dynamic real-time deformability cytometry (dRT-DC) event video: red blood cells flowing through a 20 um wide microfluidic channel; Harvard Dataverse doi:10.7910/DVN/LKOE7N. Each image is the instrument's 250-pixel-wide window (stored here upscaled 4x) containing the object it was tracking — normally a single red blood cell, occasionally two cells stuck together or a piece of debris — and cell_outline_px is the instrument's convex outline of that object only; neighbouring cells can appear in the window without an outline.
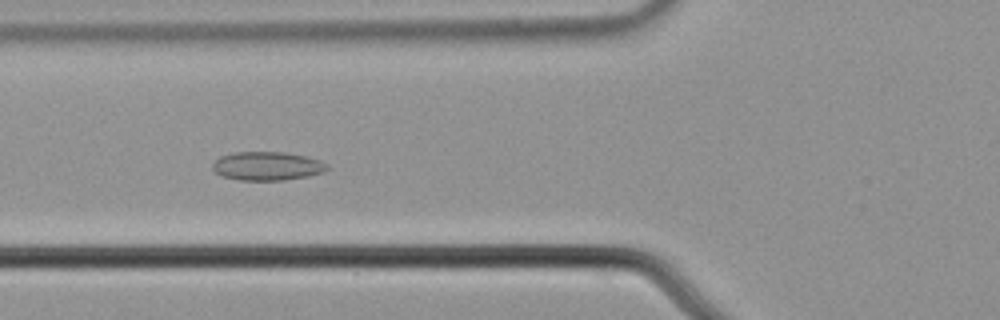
{"species": "common noctule bat (a hibernating species)", "species_latin": "Nyctalus noctula", "temperature_condition": "cold", "stored_images_in_passage": 55, "camera_frame_rate_fps": 3000, "um_per_image_px": 0.085, "animal": {"sex": "male", "body_mass_g": 21.5, "forearm_length_mm": 52.0}, "frame": {"image": 1, "passage_image": 20, "time_ms": 6.333, "image_size_px": [1000, 320], "cell_outline_px": [[328, 168], [324, 172], [308, 176], [284, 180], [240, 180], [224, 176], [216, 172], [212, 168], [212, 164], [220, 156], [236, 152], [284, 152], [304, 156], [320, 160], [328, 164]], "centroid_in_image_um": [22.73, 14.11], "position_along_channel_um": 103.1, "area_um2": 19.02}}
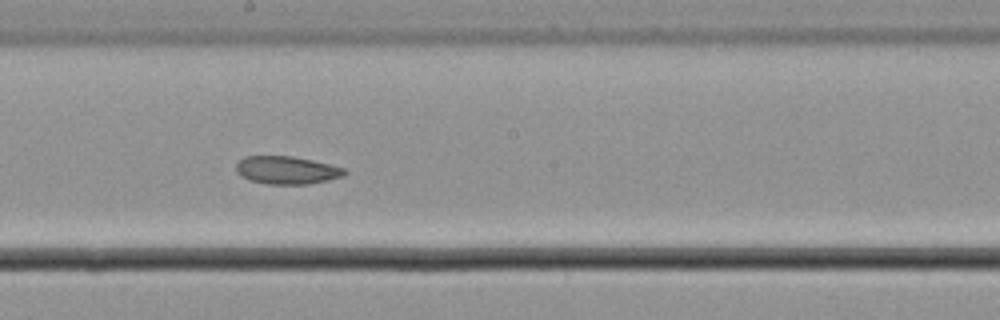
{"frame": {"image": 2, "passage_image": 30, "time_ms": 9.667, "image_size_px": [1000, 320], "cell_outline_px": [[348, 172], [344, 176], [328, 180], [308, 184], [268, 184], [248, 180], [240, 176], [236, 172], [236, 164], [244, 156], [292, 156], [312, 160], [344, 168]], "centroid_in_image_um": [24.35, 14.47], "position_along_channel_um": 223.8, "area_um2": 17.69}}
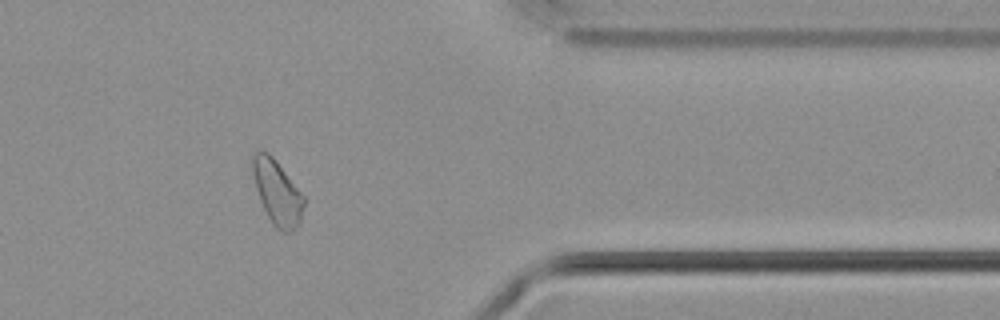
{"frame": {"image": 3, "passage_image": 45, "time_ms": 14.667, "image_size_px": [1000, 320], "cell_outline_px": [[304, 204], [300, 224], [288, 232], [280, 232], [272, 224], [260, 200], [256, 188], [252, 172], [252, 160], [256, 152], [268, 152], [272, 156], [304, 196]], "centroid_in_image_um": [23.57, 16.39], "position_along_channel_um": 387.8, "area_um2": 18.9}}